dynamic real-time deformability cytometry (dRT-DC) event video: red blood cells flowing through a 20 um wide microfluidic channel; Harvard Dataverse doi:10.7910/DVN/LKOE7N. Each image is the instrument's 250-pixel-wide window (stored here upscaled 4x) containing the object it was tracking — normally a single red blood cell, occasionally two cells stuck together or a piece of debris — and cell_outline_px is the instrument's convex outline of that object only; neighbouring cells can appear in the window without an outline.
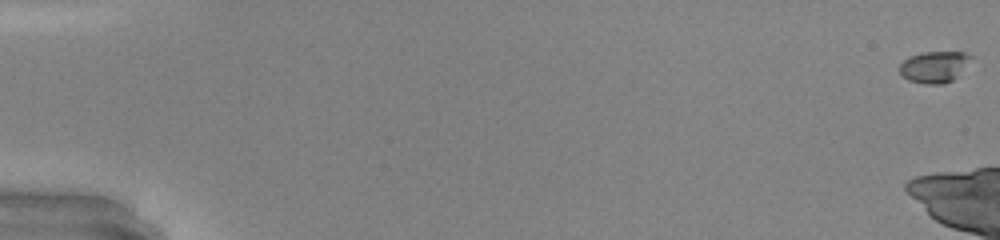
{"species": "common noctule bat (a hibernating species)", "species_latin": "Nyctalus noctula", "temperature_condition": "warm", "stored_images_in_passage": 9, "camera_frame_rate_fps": 3000, "um_per_image_px": 0.085, "animal": {"sex": "male", "body_mass_g": 20.0, "forearm_length_mm": 53.3}, "frame": {"image": 1, "passage_image": 1, "time_ms": 0.0, "image_size_px": [1000, 240], "cell_outline_px": [[972, 56], [956, 76], [952, 80], [944, 84], [924, 84], [908, 80], [900, 72], [900, 64], [908, 56], [920, 52], [964, 52]], "centroid_in_image_um": [79.36, 5.68], "position_along_channel_um": 5.6, "area_um2": 12.83}}